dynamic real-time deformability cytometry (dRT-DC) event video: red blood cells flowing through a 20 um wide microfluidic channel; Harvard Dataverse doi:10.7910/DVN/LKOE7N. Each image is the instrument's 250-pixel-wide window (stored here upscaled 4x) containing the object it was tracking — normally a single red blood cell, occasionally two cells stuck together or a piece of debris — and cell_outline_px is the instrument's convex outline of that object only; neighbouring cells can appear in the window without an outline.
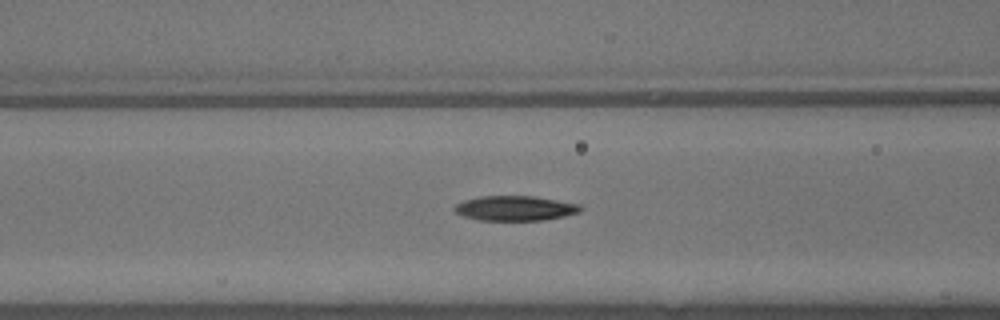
{"species": "common noctule bat (a hibernating species)", "species_latin": "Nyctalus noctula", "temperature_condition": "warm", "stored_images_in_passage": 36, "camera_frame_rate_fps": 3000, "um_per_image_px": 0.085, "animal": {"sex": "male", "body_mass_g": 13.3}, "frame": {"image": 1, "passage_image": 9, "time_ms": 2.667, "image_size_px": [1000, 320], "cell_outline_px": [[584, 208], [580, 212], [564, 216], [544, 220], [480, 220], [464, 216], [456, 212], [452, 208], [456, 204], [464, 200], [480, 196], [536, 196], [580, 204]], "centroid_in_image_um": [43.81, 17.69], "position_along_channel_um": 122.8, "area_um2": 18.32}}
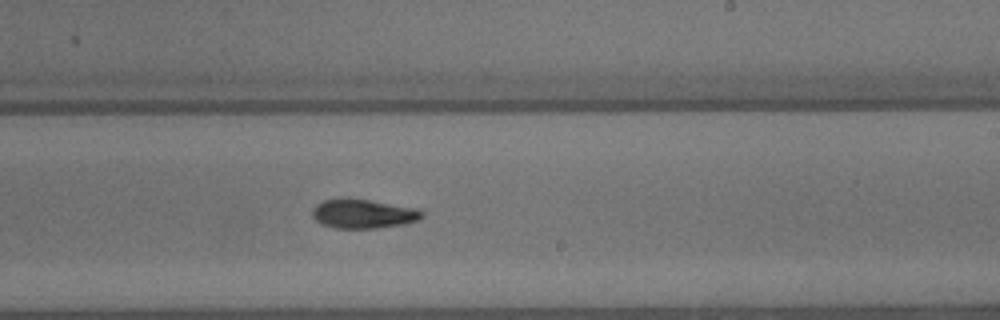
{"frame": {"image": 2, "passage_image": 18, "time_ms": 5.667, "image_size_px": [1000, 320], "cell_outline_px": [[424, 216], [420, 220], [404, 224], [376, 228], [336, 228], [324, 224], [316, 220], [312, 216], [312, 212], [316, 204], [324, 200], [340, 196], [368, 200], [416, 208], [424, 212]], "centroid_in_image_um": [30.87, 18.15], "position_along_channel_um": 258.1, "area_um2": 18.79}}
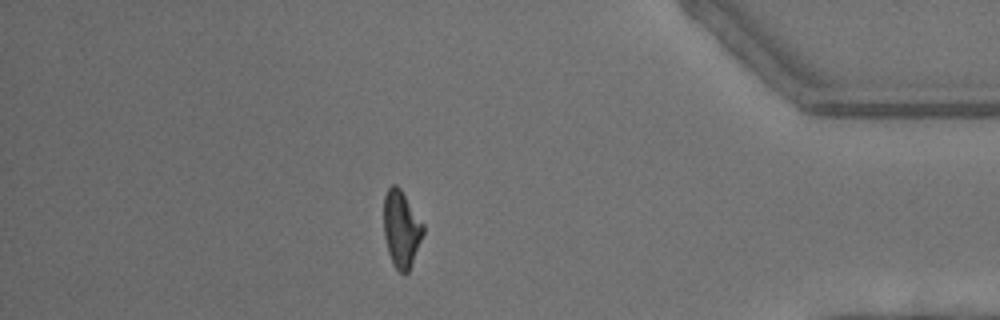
{"frame": {"image": 3, "passage_image": 30, "time_ms": 9.667, "image_size_px": [1000, 320], "cell_outline_px": [[424, 232], [408, 272], [404, 276], [392, 264], [388, 252], [384, 236], [384, 196], [388, 188], [392, 184], [396, 184], [400, 188], [424, 224]], "centroid_in_image_um": [34.1, 19.46], "position_along_channel_um": 401.1, "area_um2": 17.63}, "authors_computed_cell_mechanics": {"area_um2": 18.2648, "velocity_mm_per_s": 4.5145, "shape_relaxation_time_tau1_ms": 4.3627, "shape_relaxation_time_tau2_ms": 2.3896, "deformation_change_tau1": 0.1821, "deformation_change_tau2": 0.1016}}